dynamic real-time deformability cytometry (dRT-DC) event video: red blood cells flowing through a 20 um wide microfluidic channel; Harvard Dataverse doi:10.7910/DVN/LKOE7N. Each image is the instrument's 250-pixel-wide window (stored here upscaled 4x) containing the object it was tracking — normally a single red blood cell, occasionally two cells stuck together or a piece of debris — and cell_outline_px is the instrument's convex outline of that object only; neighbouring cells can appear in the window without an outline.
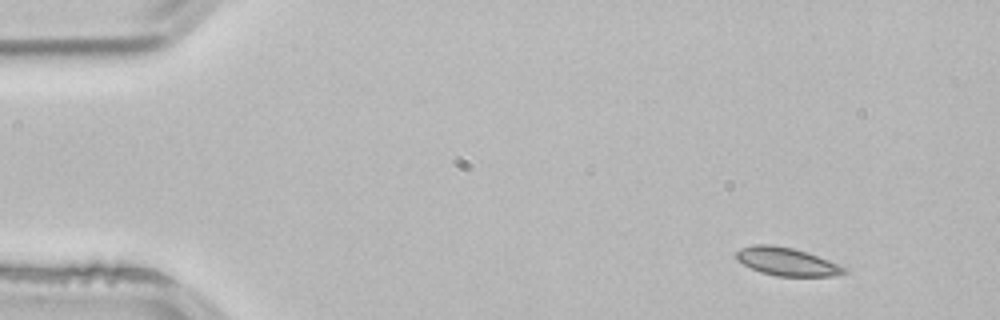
{"species": "common noctule bat (a hibernating species)", "species_latin": "Nyctalus noctula", "temperature_condition": "room temperature", "stored_images_in_passage": 3, "camera_frame_rate_fps": 3000, "um_per_image_px": 0.085, "animal": {"sex": "male", "body_mass_g": 21.5, "forearm_length_mm": 52.0}, "frame": {"image": 1, "passage_image": 1, "time_ms": 0.0, "image_size_px": [1000, 320], "cell_outline_px": [[848, 272], [832, 276], [776, 276], [760, 272], [736, 260], [736, 252], [740, 248], [752, 244], [772, 244], [792, 248], [808, 252], [848, 268]], "centroid_in_image_um": [66.87, 22.23], "position_along_channel_um": 18.1, "area_um2": 17.74}}
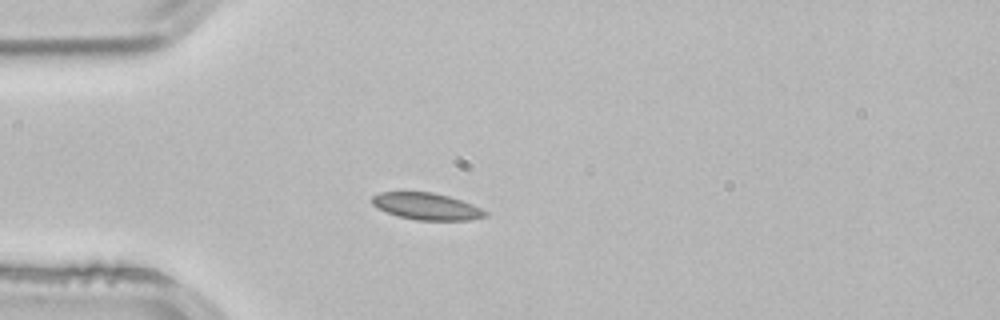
{"frame": {"image": 2, "passage_image": 3, "time_ms": 0.667, "image_size_px": [1000, 320], "cell_outline_px": [[488, 216], [468, 220], [416, 220], [396, 216], [376, 208], [372, 204], [372, 196], [380, 192], [432, 192], [448, 196], [472, 204], [488, 212]], "centroid_in_image_um": [36.23, 17.54], "position_along_channel_um": 48.8, "area_um2": 17.74}}